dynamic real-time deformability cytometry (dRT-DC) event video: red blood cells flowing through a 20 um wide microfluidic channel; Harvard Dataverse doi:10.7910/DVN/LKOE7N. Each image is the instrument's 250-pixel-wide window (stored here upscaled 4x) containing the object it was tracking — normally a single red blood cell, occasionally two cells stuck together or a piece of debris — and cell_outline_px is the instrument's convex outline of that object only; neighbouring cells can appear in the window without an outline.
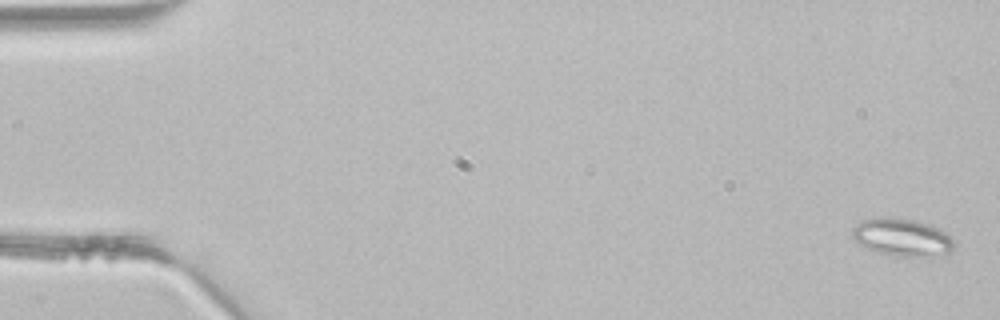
{"species": "common noctule bat (a hibernating species)", "species_latin": "Nyctalus noctula", "temperature_condition": "room temperature", "stored_images_in_passage": 3, "camera_frame_rate_fps": 3000, "um_per_image_px": 0.085, "animal": {"sex": "male", "body_mass_g": 21.5, "forearm_length_mm": 52.0}, "frame": {"image": 1, "passage_image": 1, "time_ms": 0.0, "image_size_px": [1000, 320], "cell_outline_px": [[956, 244], [948, 252], [916, 256], [904, 256], [876, 252], [852, 240], [852, 228], [860, 220], [876, 216], [888, 216], [916, 220], [940, 228]], "centroid_in_image_um": [76.58, 20.11], "position_along_channel_um": 8.4, "area_um2": 22.2}}
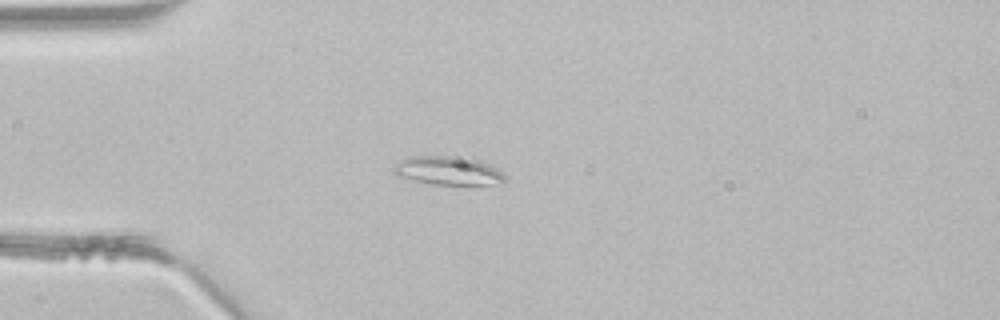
{"frame": {"image": 2, "passage_image": 3, "time_ms": 0.667, "image_size_px": [1000, 320], "cell_outline_px": [[504, 180], [488, 184], [432, 184], [412, 180], [396, 176], [392, 172], [392, 168], [396, 164], [408, 156], [468, 156], [488, 164], [496, 168], [504, 176]], "centroid_in_image_um": [38.0, 14.48], "position_along_channel_um": 47.0, "area_um2": 18.44}}